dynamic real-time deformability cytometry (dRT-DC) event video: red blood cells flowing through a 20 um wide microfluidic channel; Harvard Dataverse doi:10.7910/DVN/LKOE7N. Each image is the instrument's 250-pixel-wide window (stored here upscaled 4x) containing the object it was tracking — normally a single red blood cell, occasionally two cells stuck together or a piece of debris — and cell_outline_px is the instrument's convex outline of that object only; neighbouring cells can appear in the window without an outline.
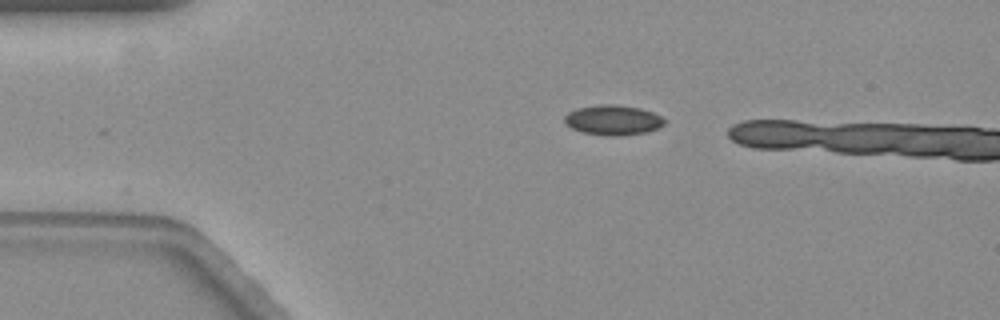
{"species": "common noctule bat (a hibernating species)", "species_latin": "Nyctalus noctula", "temperature_condition": "warm", "stored_images_in_passage": 2, "camera_frame_rate_fps": 3000, "um_per_image_px": 0.085, "animal": {"sex": "female", "body_mass_g": 19.3, "forearm_length_mm": 54.1}, "frame": {"image": 1, "passage_image": 1, "time_ms": 0.0, "image_size_px": [1000, 320], "cell_outline_px": [[664, 124], [656, 128], [644, 132], [620, 136], [608, 136], [580, 132], [572, 128], [564, 120], [564, 116], [568, 112], [576, 108], [596, 104], [616, 104], [640, 108], [652, 112], [660, 116], [664, 120]], "centroid_in_image_um": [52.06, 10.19], "position_along_channel_um": 32.9, "area_um2": 17.46}}